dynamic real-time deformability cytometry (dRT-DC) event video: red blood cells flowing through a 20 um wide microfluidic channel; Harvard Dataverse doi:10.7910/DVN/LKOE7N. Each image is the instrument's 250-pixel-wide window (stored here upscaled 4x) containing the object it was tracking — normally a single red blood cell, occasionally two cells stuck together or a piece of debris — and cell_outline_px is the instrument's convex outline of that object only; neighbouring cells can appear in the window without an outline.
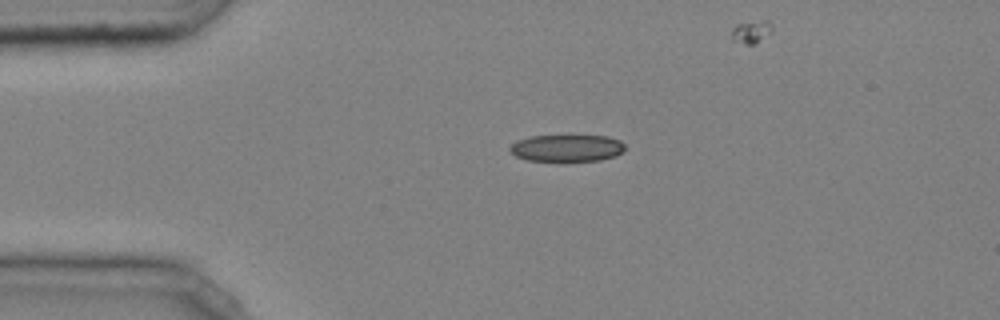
{"species": "common noctule bat (a hibernating species)", "species_latin": "Nyctalus noctula", "temperature_condition": "cold", "stored_images_in_passage": 31, "camera_frame_rate_fps": 3000, "um_per_image_px": 0.085, "animal": {"sex": "male", "body_mass_g": 20.4}, "frame": {"image": 1, "passage_image": 1, "time_ms": 0.0, "image_size_px": [1000, 320], "cell_outline_px": [[624, 152], [616, 156], [600, 160], [564, 164], [528, 160], [516, 156], [508, 148], [516, 140], [528, 136], [568, 132], [608, 136], [620, 140], [624, 144]], "centroid_in_image_um": [48.19, 12.56], "position_along_channel_um": 36.8, "area_um2": 20.11}}
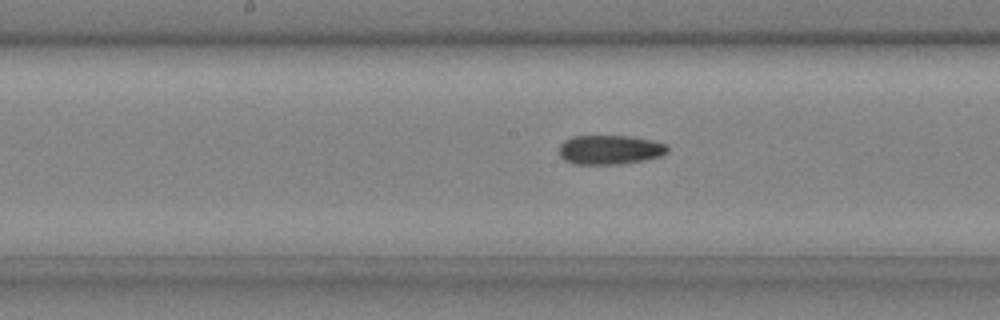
{"frame": {"image": 2, "passage_image": 15, "time_ms": 4.667, "image_size_px": [1000, 320], "cell_outline_px": [[668, 152], [664, 156], [644, 160], [620, 164], [576, 164], [564, 160], [560, 156], [560, 144], [564, 140], [572, 136], [632, 136], [652, 140], [664, 144], [668, 148]], "centroid_in_image_um": [51.85, 12.73], "position_along_channel_um": 196.3, "area_um2": 18.61}}
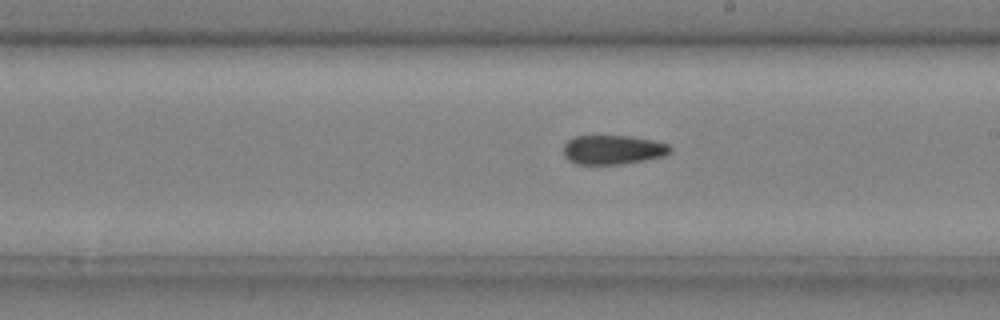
{"frame": {"image": 3, "passage_image": 18, "time_ms": 5.667, "image_size_px": [1000, 320], "cell_outline_px": [[672, 148], [664, 156], [624, 164], [576, 164], [568, 160], [564, 156], [564, 144], [568, 140], [576, 136], [632, 136], [652, 140], [668, 144]], "centroid_in_image_um": [52.08, 12.73], "position_along_channel_um": 236.9, "area_um2": 18.15}}